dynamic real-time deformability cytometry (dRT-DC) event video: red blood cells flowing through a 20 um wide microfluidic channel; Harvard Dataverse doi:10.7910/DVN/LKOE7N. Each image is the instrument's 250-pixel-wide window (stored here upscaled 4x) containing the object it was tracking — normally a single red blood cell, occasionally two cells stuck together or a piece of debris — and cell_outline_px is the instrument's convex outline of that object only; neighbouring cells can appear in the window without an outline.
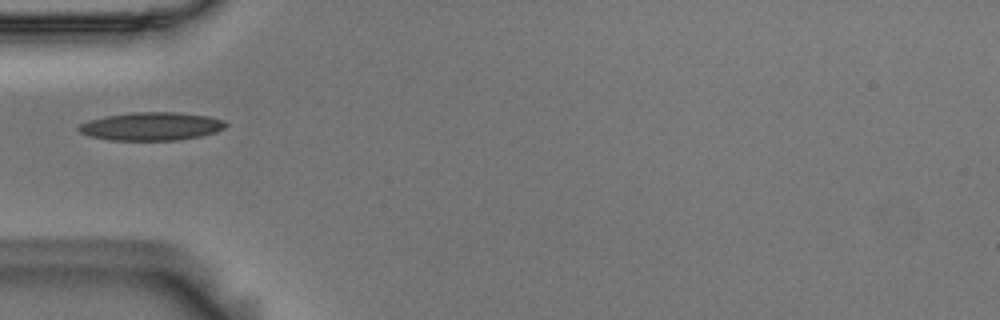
{"species": "Egyptian fruit bat (a non-hibernating species)", "species_latin": "Rousettus aegyptiacus", "temperature_condition": "room temperature", "stored_images_in_passage": 5, "camera_frame_rate_fps": 3000, "um_per_image_px": 0.085, "animal": {"sex": "male"}, "frame": {"image": 1, "passage_image": 1, "time_ms": 0.0, "image_size_px": [1000, 320], "cell_outline_px": [[228, 124], [224, 128], [216, 132], [200, 136], [176, 140], [108, 140], [88, 136], [80, 132], [76, 128], [80, 124], [88, 120], [104, 116], [132, 112], [176, 112], [208, 116], [224, 120]], "centroid_in_image_um": [12.84, 10.73], "position_along_channel_um": 72.2, "area_um2": 24.28}}
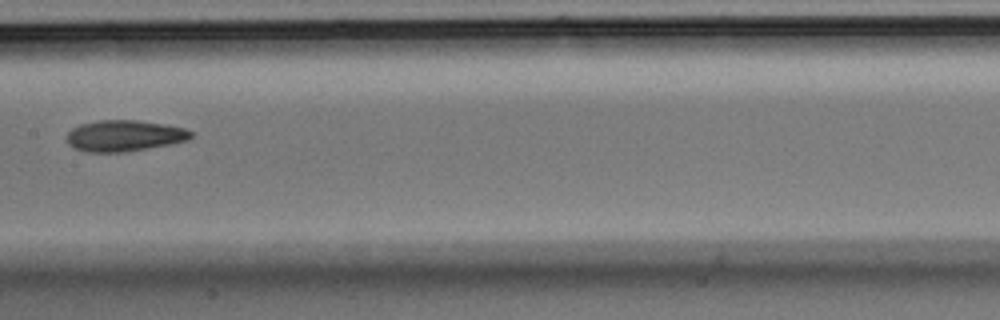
{"frame": {"image": 2, "passage_image": 4, "time_ms": 1.0, "image_size_px": [1000, 320], "cell_outline_px": [[192, 136], [188, 140], [128, 152], [84, 152], [68, 144], [68, 132], [72, 128], [80, 124], [100, 120], [136, 120], [164, 124], [184, 128], [192, 132]], "centroid_in_image_um": [10.55, 11.54], "position_along_channel_um": 196.8, "area_um2": 22.43}}
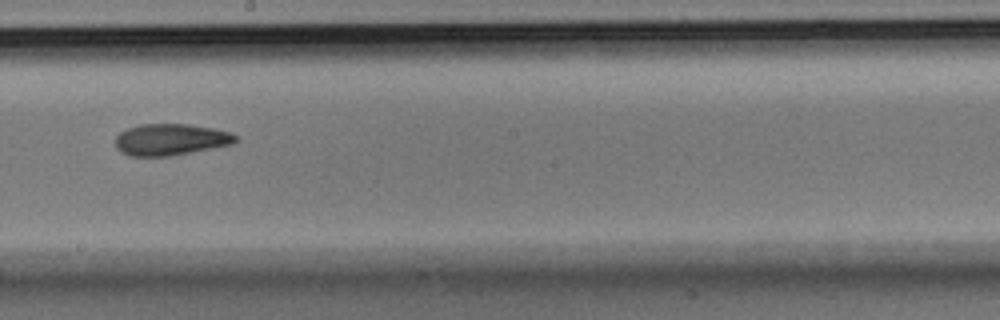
{"frame": {"image": 3, "passage_image": 5, "time_ms": 1.333, "image_size_px": [1000, 320], "cell_outline_px": [[240, 140], [232, 144], [172, 156], [128, 156], [120, 152], [116, 148], [116, 136], [120, 132], [128, 128], [140, 124], [188, 124], [212, 128], [232, 132], [240, 136]], "centroid_in_image_um": [14.54, 11.86], "position_along_channel_um": 233.7, "area_um2": 22.37}}